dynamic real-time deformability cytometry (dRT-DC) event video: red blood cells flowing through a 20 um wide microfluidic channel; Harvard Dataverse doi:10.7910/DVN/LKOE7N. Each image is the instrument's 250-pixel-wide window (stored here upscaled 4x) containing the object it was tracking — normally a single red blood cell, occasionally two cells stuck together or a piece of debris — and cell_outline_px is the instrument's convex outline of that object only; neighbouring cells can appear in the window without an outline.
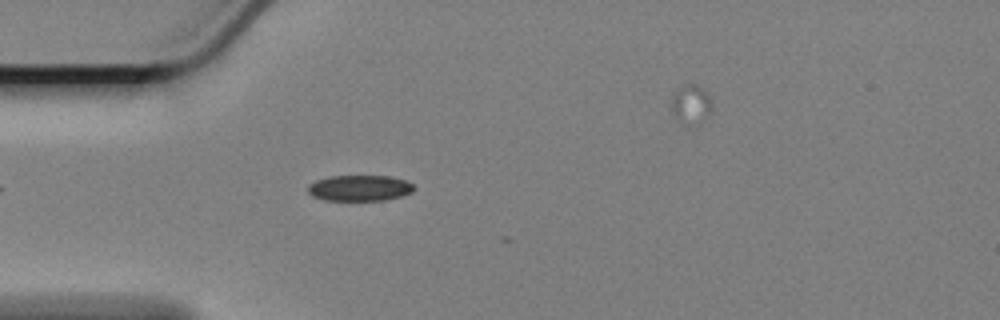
{"species": "Egyptian fruit bat (a non-hibernating species)", "species_latin": "Rousettus aegyptiacus", "temperature_condition": "cold", "stored_images_in_passage": 4, "camera_frame_rate_fps": 3000, "um_per_image_px": 0.085, "animal": {"sex": "female"}, "frame": {"image": 1, "passage_image": 1, "time_ms": 0.0, "image_size_px": [1000, 320], "cell_outline_px": [[416, 188], [412, 192], [400, 196], [384, 200], [324, 200], [312, 196], [308, 192], [308, 184], [316, 180], [332, 176], [388, 176], [404, 180], [412, 184]], "centroid_in_image_um": [30.55, 15.98], "position_along_channel_um": 54.5, "area_um2": 15.9}}